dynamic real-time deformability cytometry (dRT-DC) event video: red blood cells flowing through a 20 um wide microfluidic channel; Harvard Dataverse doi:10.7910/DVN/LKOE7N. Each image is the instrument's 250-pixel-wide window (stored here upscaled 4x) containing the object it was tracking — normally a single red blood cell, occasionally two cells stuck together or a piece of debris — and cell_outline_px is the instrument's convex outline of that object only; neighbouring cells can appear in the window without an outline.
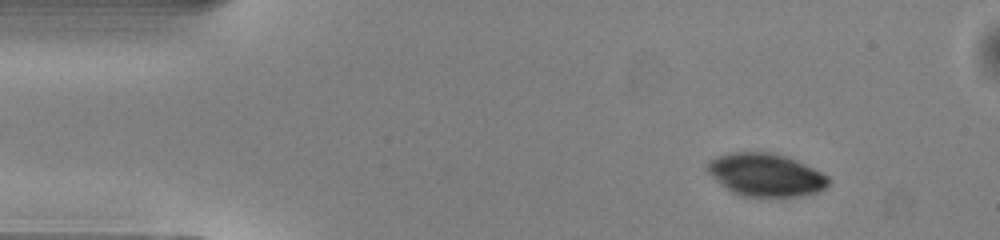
{"species": "common noctule bat (a hibernating species)", "species_latin": "Nyctalus noctula", "temperature_condition": "warm", "stored_images_in_passage": 49, "camera_frame_rate_fps": 3000, "um_per_image_px": 0.085, "animal": {"sex": "male", "body_mass_g": 13.0, "forearm_length_mm": 53.1}, "frame": {"image": 1, "passage_image": 5, "time_ms": 1.333, "image_size_px": [1000, 240], "cell_outline_px": [[832, 180], [824, 188], [816, 192], [796, 196], [740, 196], [732, 192], [720, 184], [704, 168], [708, 160], [716, 156], [732, 152], [772, 152], [788, 156], [828, 176]], "centroid_in_image_um": [65.04, 14.84], "position_along_channel_um": 20.0, "area_um2": 30.29}}
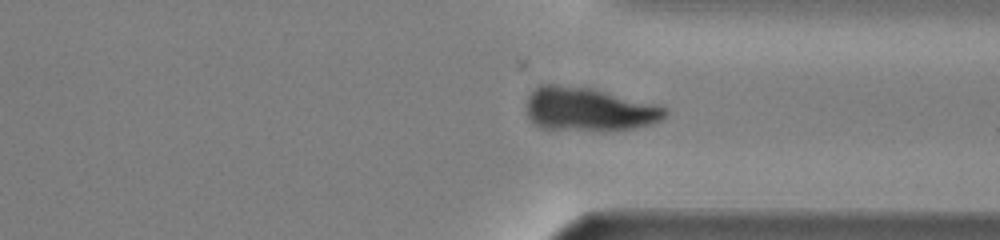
{"frame": {"image": 2, "passage_image": 36, "time_ms": 11.667, "image_size_px": [1000, 240], "cell_outline_px": [[668, 116], [652, 124], [636, 128], [540, 128], [528, 116], [528, 96], [536, 84], [556, 84], [592, 88], [656, 104], [668, 108]], "centroid_in_image_um": [50.07, 9.23], "position_along_channel_um": 361.3, "area_um2": 34.51}}
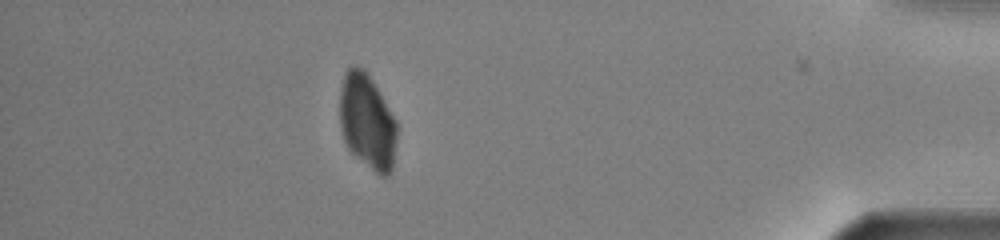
{"frame": {"image": 3, "passage_image": 43, "time_ms": 14.0, "image_size_px": [1000, 240], "cell_outline_px": [[396, 140], [392, 168], [388, 176], [380, 176], [356, 156], [348, 148], [344, 140], [340, 128], [340, 92], [344, 72], [352, 64], [364, 68], [368, 72], [380, 92], [396, 120]], "centroid_in_image_um": [31.2, 10.29], "position_along_channel_um": 404.0, "area_um2": 31.79}}